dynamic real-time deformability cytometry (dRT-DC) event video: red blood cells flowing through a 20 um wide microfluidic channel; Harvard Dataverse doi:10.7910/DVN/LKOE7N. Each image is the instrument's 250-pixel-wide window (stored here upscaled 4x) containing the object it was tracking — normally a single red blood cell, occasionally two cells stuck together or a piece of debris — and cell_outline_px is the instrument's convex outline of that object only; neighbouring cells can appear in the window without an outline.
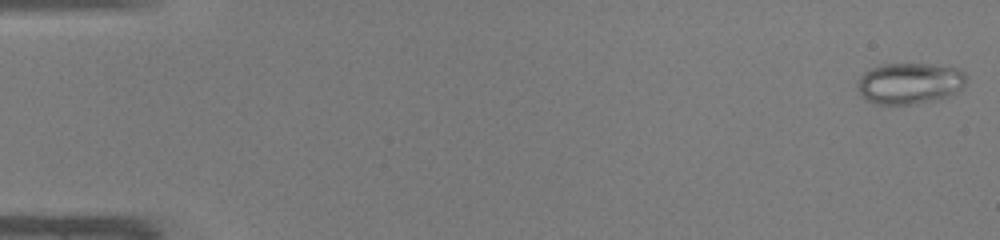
{"species": "common noctule bat (a hibernating species)", "species_latin": "Nyctalus noctula", "temperature_condition": "warm", "stored_images_in_passage": 47, "camera_frame_rate_fps": 3000, "um_per_image_px": 0.085, "animal": {"sex": "male", "body_mass_g": 19.0, "forearm_length_mm": 50.8}, "frame": {"image": 1, "passage_image": 1, "time_ms": 0.0, "image_size_px": [1000, 240], "cell_outline_px": [[968, 76], [960, 92], [948, 96], [932, 100], [912, 104], [876, 104], [868, 100], [860, 92], [856, 84], [860, 76], [864, 72], [872, 68], [884, 64], [928, 64], [956, 68], [964, 72]], "centroid_in_image_um": [77.34, 7.08], "position_along_channel_um": 7.7, "area_um2": 26.01}}
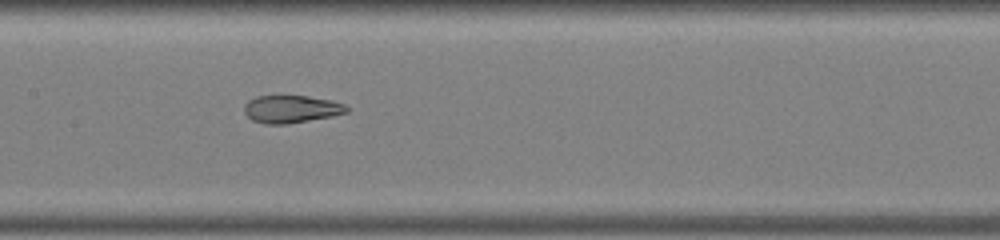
{"frame": {"image": 2, "passage_image": 24, "time_ms": 7.667, "image_size_px": [1000, 240], "cell_outline_px": [[348, 112], [332, 116], [288, 124], [264, 124], [252, 120], [244, 112], [244, 104], [248, 100], [256, 96], [308, 96], [332, 100], [344, 104], [348, 108]], "centroid_in_image_um": [24.74, 9.27], "position_along_channel_um": 182.7, "area_um2": 16.53}}
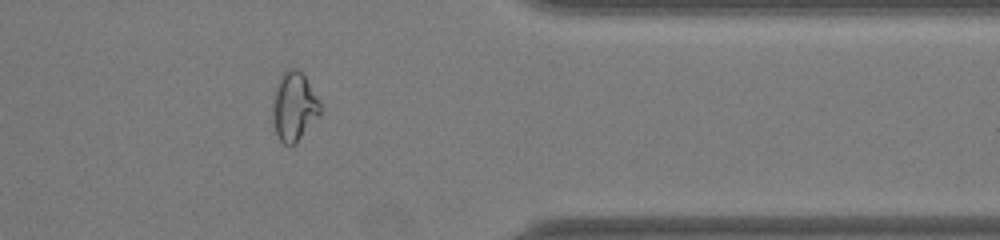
{"frame": {"image": 3, "passage_image": 39, "time_ms": 12.667, "image_size_px": [1000, 240], "cell_outline_px": [[320, 116], [296, 144], [284, 144], [276, 136], [272, 124], [272, 100], [280, 76], [288, 68], [296, 68], [304, 76], [316, 96], [320, 104]], "centroid_in_image_um": [24.97, 9.1], "position_along_channel_um": 386.4, "area_um2": 19.19}, "authors_computed_cell_mechanics": {"area_um2": 20.8658, "velocity_mm_per_s": 4.3104, "shape_relaxation_time_tau1_ms": null, "shape_relaxation_time_tau2_ms": 1.2534, "deformation_change_tau1": null, "deformation_change_tau2": 0.0642}}